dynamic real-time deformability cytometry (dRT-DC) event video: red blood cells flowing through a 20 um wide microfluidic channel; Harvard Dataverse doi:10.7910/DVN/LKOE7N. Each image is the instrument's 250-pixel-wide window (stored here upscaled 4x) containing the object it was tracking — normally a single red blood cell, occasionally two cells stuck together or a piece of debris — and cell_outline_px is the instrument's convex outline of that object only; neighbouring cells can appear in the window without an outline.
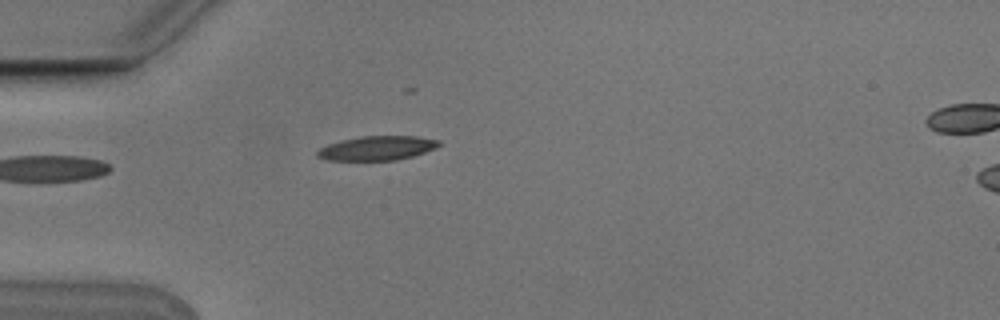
{"species": "Egyptian fruit bat (a non-hibernating species)", "species_latin": "Rousettus aegyptiacus", "temperature_condition": "cold", "stored_images_in_passage": 5, "segment_of_instrument_passage": [2, 2], "camera_frame_rate_fps": 3000, "um_per_image_px": 0.085, "animal": {"sex": "male"}, "frame": {"image": 1, "passage_image": 5, "time_ms": 1.333, "image_size_px": [1000, 320], "cell_outline_px": [[440, 144], [436, 148], [412, 156], [396, 160], [328, 160], [316, 156], [316, 152], [320, 148], [328, 144], [340, 140], [360, 136], [416, 136], [440, 140]], "centroid_in_image_um": [32.04, 12.58], "position_along_channel_um": 53.0, "area_um2": 17.17}}